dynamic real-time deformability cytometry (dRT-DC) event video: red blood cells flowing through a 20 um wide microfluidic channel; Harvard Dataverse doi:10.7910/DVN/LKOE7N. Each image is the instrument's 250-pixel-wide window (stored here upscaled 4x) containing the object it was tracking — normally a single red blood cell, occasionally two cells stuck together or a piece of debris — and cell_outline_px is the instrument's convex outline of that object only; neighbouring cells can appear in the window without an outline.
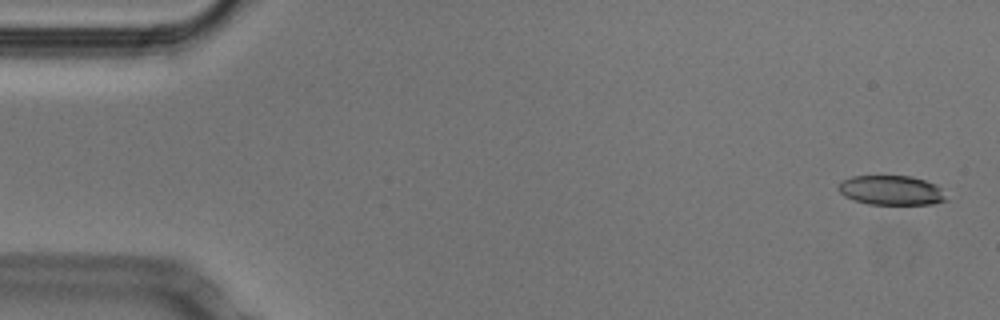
{"species": "Egyptian fruit bat (a non-hibernating species)", "species_latin": "Rousettus aegyptiacus", "temperature_condition": "cold", "stored_images_in_passage": 52, "camera_frame_rate_fps": 3000, "um_per_image_px": 0.085, "animal": {"sex": "male"}, "frame": {"image": 1, "passage_image": 2, "time_ms": 0.333, "image_size_px": [1000, 320], "cell_outline_px": [[948, 200], [932, 204], [868, 204], [852, 200], [844, 196], [836, 188], [844, 180], [852, 176], [912, 176], [936, 184], [940, 188]], "centroid_in_image_um": [75.75, 16.18], "position_along_channel_um": 9.2, "area_um2": 18.55}}
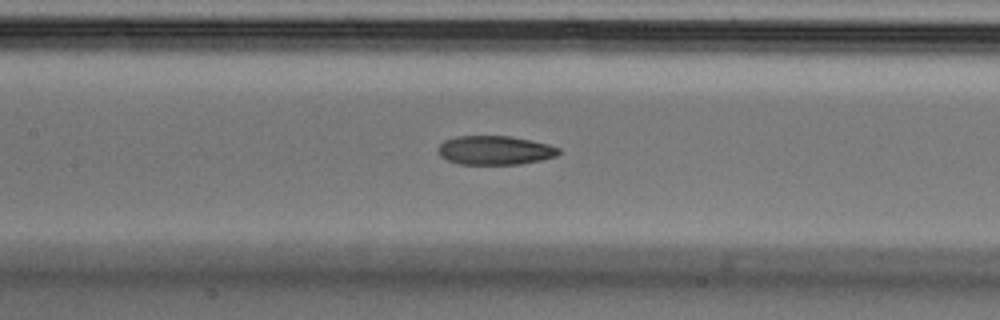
{"frame": {"image": 2, "passage_image": 24, "time_ms": 7.667, "image_size_px": [1000, 320], "cell_outline_px": [[560, 152], [556, 156], [540, 160], [520, 164], [460, 164], [448, 160], [440, 156], [436, 152], [436, 148], [444, 140], [456, 136], [512, 136], [532, 140], [548, 144], [560, 148]], "centroid_in_image_um": [42.04, 12.76], "position_along_channel_um": 165.4, "area_um2": 20.52}}
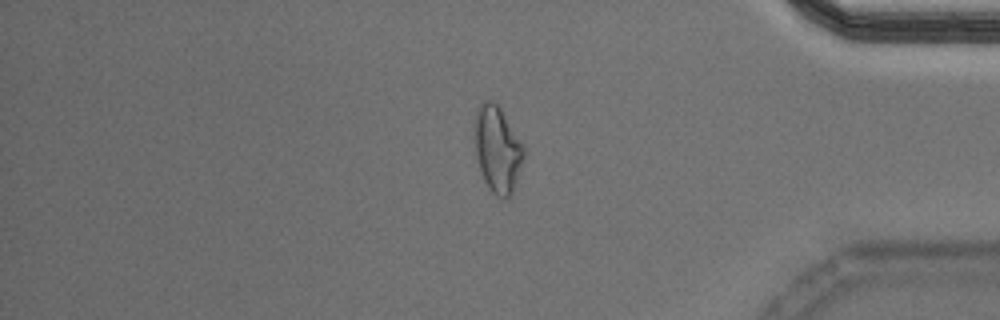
{"frame": {"image": 3, "passage_image": 44, "time_ms": 14.333, "image_size_px": [1000, 320], "cell_outline_px": [[524, 156], [512, 192], [508, 200], [504, 200], [496, 196], [488, 188], [480, 172], [476, 156], [472, 136], [476, 112], [480, 104], [484, 100], [492, 100], [500, 108], [524, 144]], "centroid_in_image_um": [42.25, 12.69], "position_along_channel_um": 393.0, "area_um2": 25.14}, "authors_computed_cell_mechanics": {"area_um2": 21.2415, "velocity_mm_per_s": 3.8134, "shape_relaxation_time_tau1_ms": 11.001, "shape_relaxation_time_tau2_ms": 4.4286, "deformation_change_tau1": 0.2302, "deformation_change_tau2": 0.1204}}